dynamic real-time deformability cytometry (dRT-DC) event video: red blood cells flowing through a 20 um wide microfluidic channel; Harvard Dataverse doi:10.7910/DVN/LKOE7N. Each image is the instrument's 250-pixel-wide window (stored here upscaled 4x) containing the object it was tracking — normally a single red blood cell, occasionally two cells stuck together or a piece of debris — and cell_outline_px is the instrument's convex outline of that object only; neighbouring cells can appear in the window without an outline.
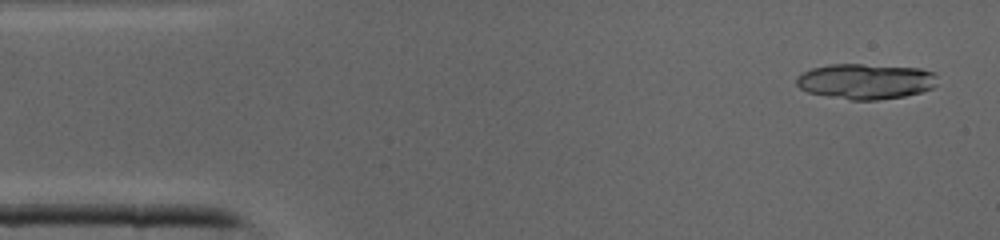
{"species": "common noctule bat (a hibernating species)", "species_latin": "Nyctalus noctula", "temperature_condition": "cold", "stored_images_in_passage": 41, "camera_frame_rate_fps": 3000, "um_per_image_px": 0.085, "animal": {"sex": "male", "body_mass_g": 19.0, "forearm_length_mm": 50.8}, "frame": {"image": 1, "passage_image": 2, "time_ms": 0.333, "image_size_px": [1000, 240], "cell_outline_px": [[936, 84], [932, 88], [920, 92], [904, 96], [876, 100], [852, 100], [828, 96], [808, 92], [800, 88], [796, 84], [796, 76], [812, 68], [828, 64], [860, 64], [920, 68], [936, 72]], "centroid_in_image_um": [73.58, 6.91], "position_along_channel_um": 11.4, "area_um2": 29.13}}
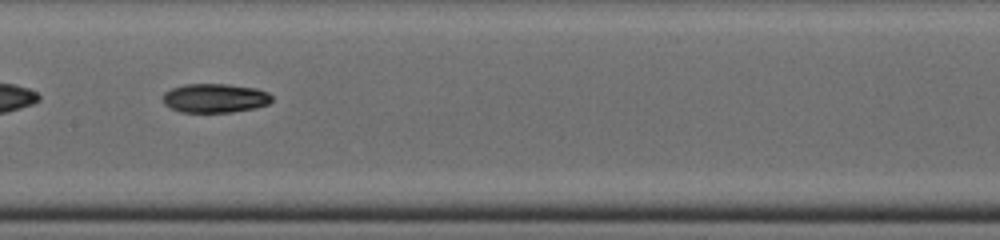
{"frame": {"image": 2, "passage_image": 20, "time_ms": 6.333, "image_size_px": [1000, 240], "cell_outline_px": [[272, 100], [268, 104], [256, 108], [232, 112], [180, 112], [164, 104], [164, 92], [172, 88], [184, 84], [228, 84], [256, 88], [268, 92], [272, 96]], "centroid_in_image_um": [18.29, 8.34], "position_along_channel_um": 189.1, "area_um2": 18.5}}
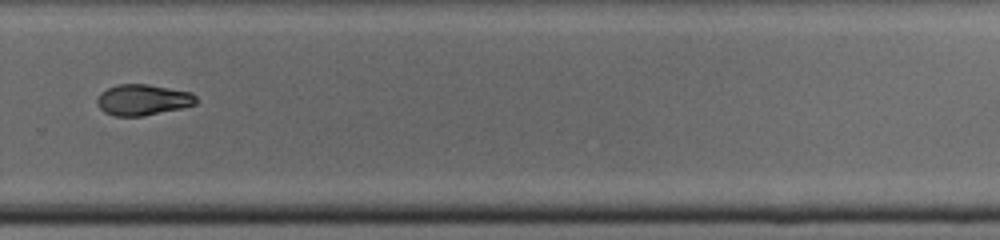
{"frame": {"image": 3, "passage_image": 28, "time_ms": 9.0, "image_size_px": [1000, 240], "cell_outline_px": [[196, 104], [180, 108], [140, 116], [116, 116], [104, 112], [100, 108], [96, 100], [100, 92], [116, 84], [148, 84], [192, 92], [196, 96]], "centroid_in_image_um": [12.12, 8.47], "position_along_channel_um": 317.7, "area_um2": 17.74}}